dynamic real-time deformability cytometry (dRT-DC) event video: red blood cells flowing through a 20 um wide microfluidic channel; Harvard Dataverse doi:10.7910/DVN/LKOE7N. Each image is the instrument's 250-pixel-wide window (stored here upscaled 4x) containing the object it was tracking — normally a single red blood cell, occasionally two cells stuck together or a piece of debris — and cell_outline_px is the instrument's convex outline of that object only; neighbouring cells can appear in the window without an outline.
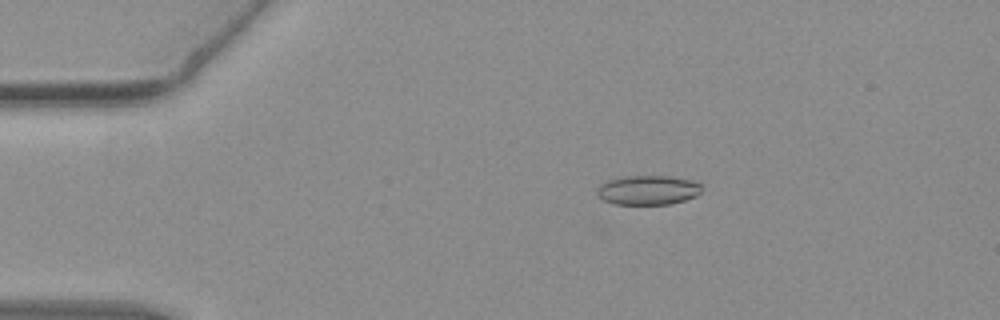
{"species": "common noctule bat (a hibernating species)", "species_latin": "Nyctalus noctula", "temperature_condition": "warm", "stored_images_in_passage": 55, "camera_frame_rate_fps": 3000, "um_per_image_px": 0.085, "animal": {"sex": "female", "body_mass_g": 19.3, "forearm_length_mm": 54.1}, "frame": {"image": 1, "passage_image": 11, "time_ms": 3.333, "image_size_px": [1000, 320], "cell_outline_px": [[704, 188], [696, 196], [684, 200], [668, 204], [616, 204], [604, 200], [596, 192], [600, 184], [608, 180], [624, 176], [668, 176], [692, 180], [704, 184]], "centroid_in_image_um": [55.12, 16.14], "position_along_channel_um": 29.9, "area_um2": 17.98}}
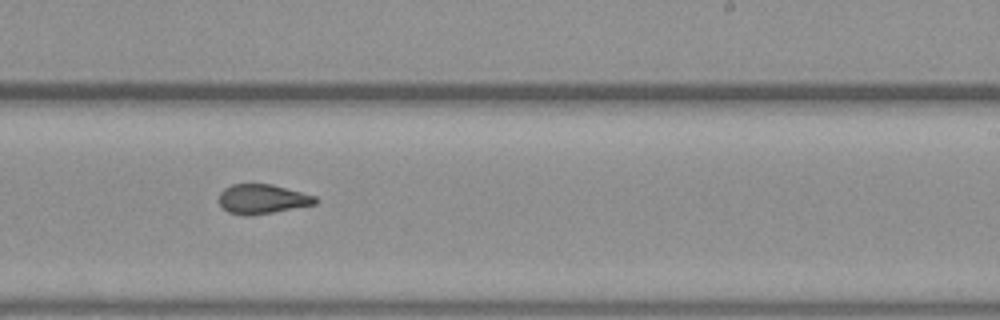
{"frame": {"image": 2, "passage_image": 34, "time_ms": 11.0, "image_size_px": [1000, 320], "cell_outline_px": [[320, 200], [316, 204], [272, 212], [248, 216], [244, 216], [228, 212], [220, 204], [220, 192], [224, 188], [232, 184], [272, 184], [316, 196]], "centroid_in_image_um": [22.31, 16.91], "position_along_channel_um": 266.7, "area_um2": 16.53}}
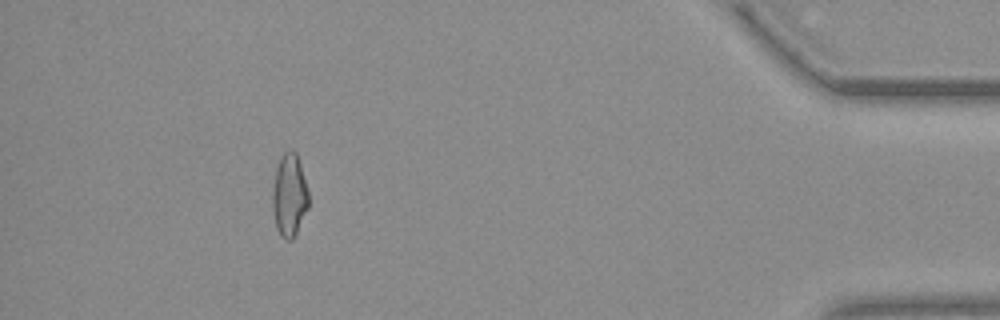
{"frame": {"image": 3, "passage_image": 50, "time_ms": 16.333, "image_size_px": [1000, 320], "cell_outline_px": [[308, 208], [292, 240], [284, 240], [280, 236], [276, 228], [272, 208], [272, 192], [276, 168], [280, 156], [284, 152], [292, 148], [296, 152], [300, 164], [308, 192]], "centroid_in_image_um": [24.57, 16.6], "position_along_channel_um": 410.6, "area_um2": 17.46}, "authors_computed_cell_mechanics": {"area_um2": 17.629, "velocity_mm_per_s": 3.8214, "shape_relaxation_time_tau1_ms": null, "shape_relaxation_time_tau2_ms": 2.0205, "deformation_change_tau1": null, "deformation_change_tau2": 0.0877}}